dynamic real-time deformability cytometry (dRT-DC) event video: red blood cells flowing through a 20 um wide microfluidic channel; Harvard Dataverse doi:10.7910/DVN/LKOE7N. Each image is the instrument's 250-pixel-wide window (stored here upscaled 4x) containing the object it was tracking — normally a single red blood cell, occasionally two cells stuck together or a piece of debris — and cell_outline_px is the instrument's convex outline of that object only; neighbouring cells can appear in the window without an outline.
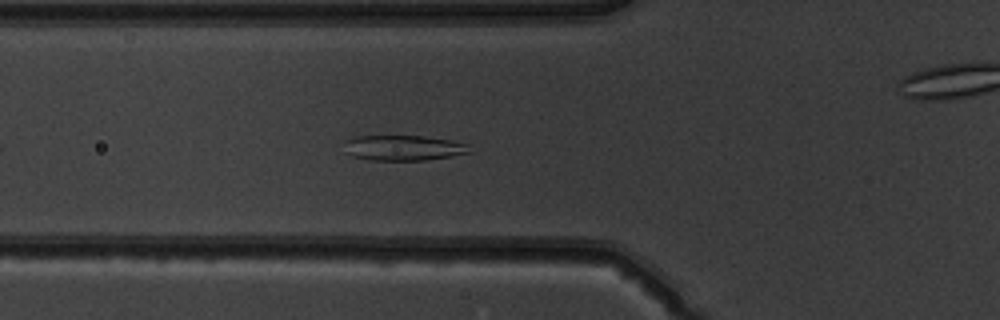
{"species": "common noctule bat (a hibernating species)", "species_latin": "Nyctalus noctula", "temperature_condition": "warm", "stored_images_in_passage": 41, "camera_frame_rate_fps": 3000, "um_per_image_px": 0.085, "animal": {"sex": "male", "body_mass_g": 19.5, "forearm_length_mm": 54.6}, "frame": {"image": 1, "passage_image": 8, "time_ms": 2.333, "image_size_px": [1000, 320], "cell_outline_px": [[472, 152], [452, 156], [424, 160], [368, 160], [352, 156], [344, 152], [344, 140], [356, 136], [424, 136], [448, 140], [468, 144]], "centroid_in_image_um": [34.24, 12.57], "position_along_channel_um": 91.6, "area_um2": 18.61}}
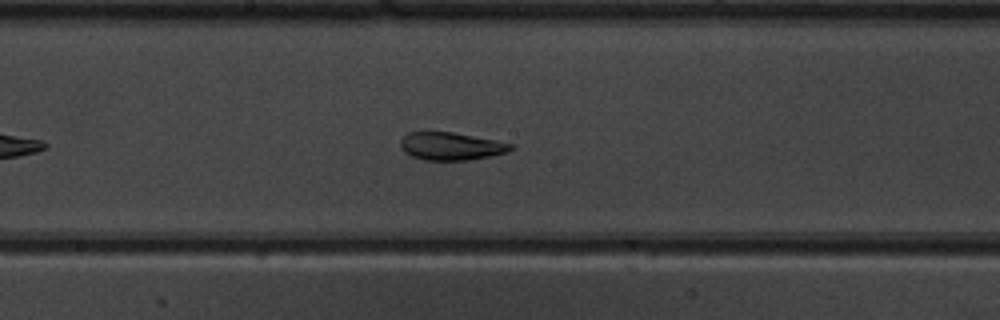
{"frame": {"image": 2, "passage_image": 17, "time_ms": 5.333, "image_size_px": [1000, 320], "cell_outline_px": [[512, 148], [508, 152], [492, 156], [468, 160], [424, 160], [412, 156], [404, 152], [400, 148], [400, 140], [408, 132], [452, 132], [496, 140], [512, 144]], "centroid_in_image_um": [38.32, 12.43], "position_along_channel_um": 209.9, "area_um2": 17.86}}
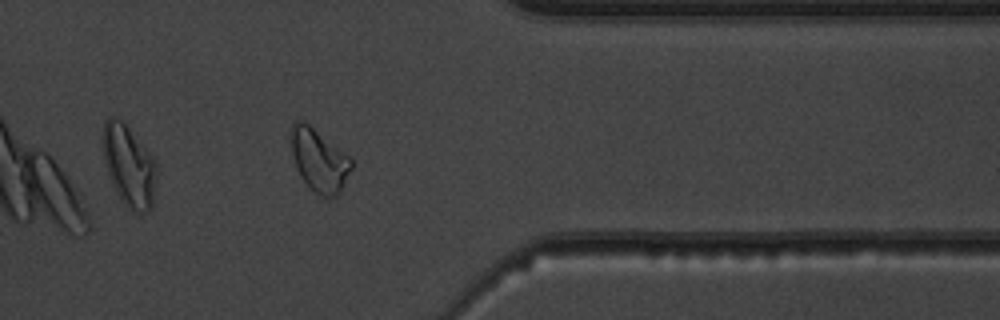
{"frame": {"image": 3, "passage_image": 31, "time_ms": 10.0, "image_size_px": [1000, 320], "cell_outline_px": [[352, 168], [340, 192], [336, 196], [320, 196], [308, 188], [300, 176], [296, 168], [292, 156], [292, 124], [296, 120], [304, 120], [348, 156], [352, 160]], "centroid_in_image_um": [27.11, 13.64], "position_along_channel_um": 384.3, "area_um2": 21.79}, "authors_computed_cell_mechanics": {"area_um2": 19.4786, "velocity_mm_per_s": 3.9339, "shape_relaxation_time_tau1_ms": 5.7467, "shape_relaxation_time_tau2_ms": 2.1779, "deformation_change_tau1": 0.1729, "deformation_change_tau2": 0.0906}}